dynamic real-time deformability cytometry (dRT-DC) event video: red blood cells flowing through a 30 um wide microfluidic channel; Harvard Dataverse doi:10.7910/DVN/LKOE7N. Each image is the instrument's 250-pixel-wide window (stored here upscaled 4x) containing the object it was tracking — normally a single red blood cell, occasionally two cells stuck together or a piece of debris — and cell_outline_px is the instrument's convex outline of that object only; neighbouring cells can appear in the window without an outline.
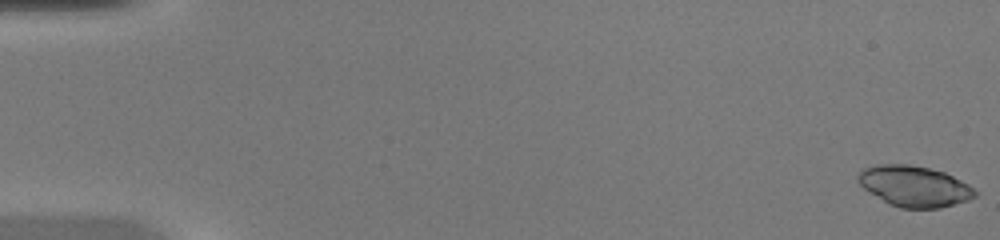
{"species": "common noctule bat (a hibernating species)", "species_latin": "Nyctalus noctula", "temperature_condition": "warm", "stored_images_in_passage": 49, "camera_frame_rate_fps": 3000, "um_per_image_px": 0.085, "animal": {"sex": "female", "body_mass_g": 20.0, "forearm_length_mm": 54.0}, "frame": {"image": 1, "passage_image": 1, "time_ms": 0.0, "image_size_px": [1000, 240], "cell_outline_px": [[980, 192], [976, 196], [968, 200], [940, 208], [900, 208], [888, 204], [864, 188], [856, 180], [856, 176], [864, 168], [876, 164], [908, 164], [928, 168], [944, 172], [968, 184]], "centroid_in_image_um": [77.72, 15.83], "position_along_channel_um": 7.3, "area_um2": 27.86}}
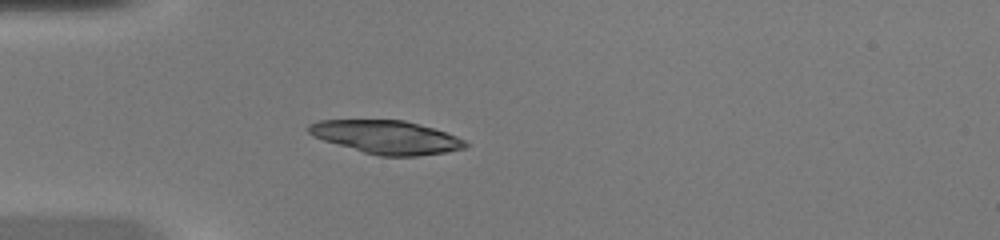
{"frame": {"image": 2, "passage_image": 15, "time_ms": 4.667, "image_size_px": [1000, 240], "cell_outline_px": [[468, 144], [464, 148], [444, 152], [416, 156], [380, 156], [364, 152], [324, 140], [312, 136], [308, 132], [308, 124], [320, 120], [404, 120], [420, 124], [456, 136], [464, 140]], "centroid_in_image_um": [32.83, 11.65], "position_along_channel_um": 52.2, "area_um2": 30.06}}